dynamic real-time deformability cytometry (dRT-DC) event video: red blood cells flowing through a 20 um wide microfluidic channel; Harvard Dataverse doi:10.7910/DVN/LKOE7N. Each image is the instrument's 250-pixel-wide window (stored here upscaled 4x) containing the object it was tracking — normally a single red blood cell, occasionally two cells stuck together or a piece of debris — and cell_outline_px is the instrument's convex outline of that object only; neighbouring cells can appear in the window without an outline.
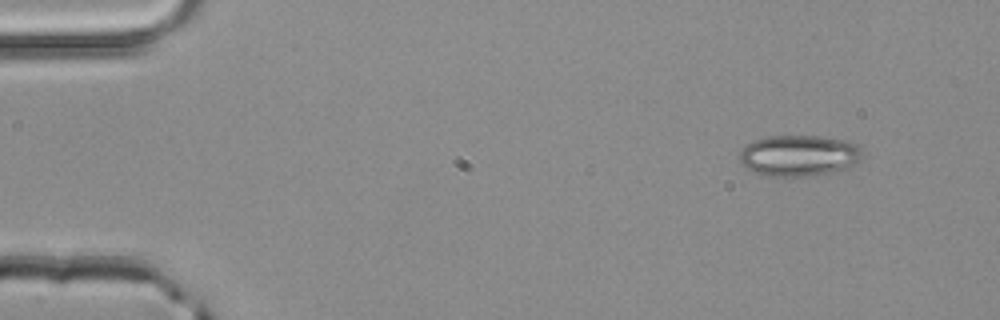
{"species": "common noctule bat (a hibernating species)", "species_latin": "Nyctalus noctula", "temperature_condition": "room temperature", "stored_images_in_passage": 3, "camera_frame_rate_fps": 3000, "um_per_image_px": 0.085, "animal": {"sex": "male", "body_mass_g": 20.4}, "frame": {"image": 1, "passage_image": 1, "time_ms": 0.0, "image_size_px": [1000, 320], "cell_outline_px": [[864, 152], [860, 160], [844, 168], [832, 172], [808, 176], [772, 176], [756, 172], [748, 168], [740, 160], [740, 152], [748, 144], [756, 140], [768, 136], [820, 136], [844, 140], [856, 144]], "centroid_in_image_um": [67.94, 13.21], "position_along_channel_um": 17.1, "area_um2": 28.96}}